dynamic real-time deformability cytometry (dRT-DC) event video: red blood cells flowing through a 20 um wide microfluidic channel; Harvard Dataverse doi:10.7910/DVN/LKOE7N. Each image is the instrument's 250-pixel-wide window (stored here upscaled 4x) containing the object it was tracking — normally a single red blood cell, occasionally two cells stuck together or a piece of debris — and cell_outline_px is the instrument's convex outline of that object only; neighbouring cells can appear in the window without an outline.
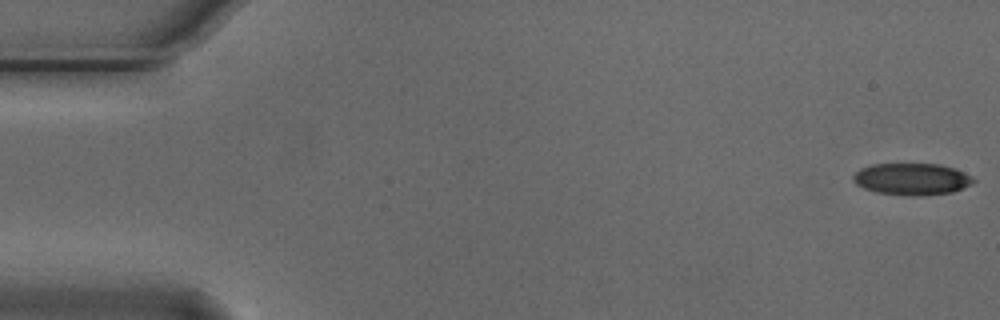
{"species": "Egyptian fruit bat (a non-hibernating species)", "species_latin": "Rousettus aegyptiacus", "temperature_condition": "cold", "stored_images_in_passage": 54, "camera_frame_rate_fps": 3000, "um_per_image_px": 0.085, "animal": {"sex": "male"}, "frame": {"image": 1, "passage_image": 1, "time_ms": 0.0, "image_size_px": [1000, 320], "cell_outline_px": [[976, 180], [972, 184], [952, 192], [920, 196], [908, 196], [876, 192], [864, 188], [856, 184], [852, 180], [852, 176], [860, 168], [872, 164], [940, 164], [956, 168], [972, 176]], "centroid_in_image_um": [77.51, 15.22], "position_along_channel_um": 7.5, "area_um2": 22.48}}
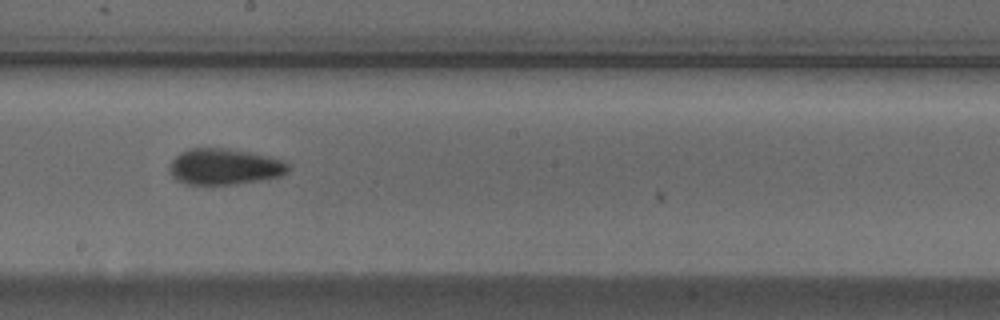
{"frame": {"image": 2, "passage_image": 30, "time_ms": 9.667, "image_size_px": [1000, 320], "cell_outline_px": [[288, 172], [280, 176], [260, 180], [236, 184], [184, 184], [176, 180], [172, 176], [168, 168], [172, 160], [180, 152], [188, 148], [228, 148], [252, 152], [268, 156], [280, 160], [288, 164]], "centroid_in_image_um": [19.04, 14.16], "position_along_channel_um": 229.2, "area_um2": 25.03}}
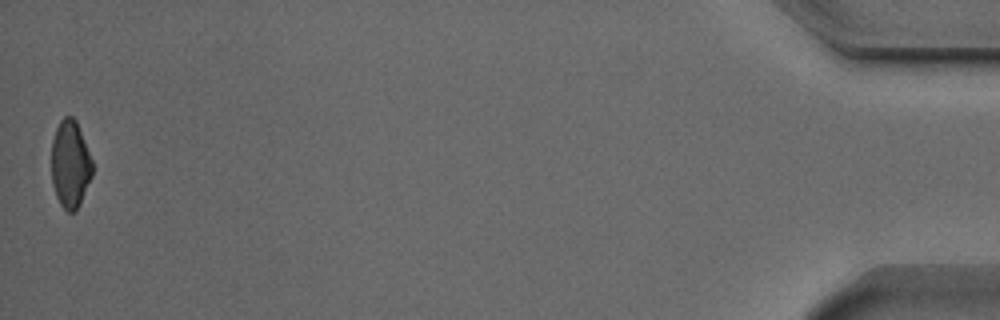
{"frame": {"image": 3, "passage_image": 54, "time_ms": 17.667, "image_size_px": [1000, 320], "cell_outline_px": [[92, 176], [80, 204], [76, 212], [68, 212], [60, 204], [56, 196], [52, 184], [52, 140], [56, 128], [60, 120], [64, 116], [72, 116], [76, 120], [92, 160]], "centroid_in_image_um": [5.97, 13.97], "position_along_channel_um": 429.2, "area_um2": 20.87}, "authors_computed_cell_mechanics": {"area_um2": 23.4379, "velocity_mm_per_s": 3.7531, "shape_relaxation_time_tau1_ms": 4.0651, "shape_relaxation_time_tau2_ms": 2.9048, "deformation_change_tau1": 0.1204, "deformation_change_tau2": 0.093}}